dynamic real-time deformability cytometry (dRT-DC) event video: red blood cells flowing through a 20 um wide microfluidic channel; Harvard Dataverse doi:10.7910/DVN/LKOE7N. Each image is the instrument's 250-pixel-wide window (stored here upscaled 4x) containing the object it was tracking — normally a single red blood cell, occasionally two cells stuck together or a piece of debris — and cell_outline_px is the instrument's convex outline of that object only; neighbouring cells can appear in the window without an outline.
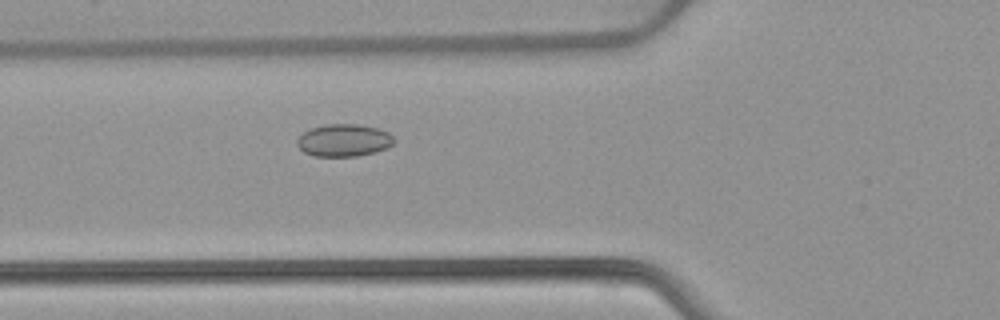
{"species": "common noctule bat (a hibernating species)", "species_latin": "Nyctalus noctula", "temperature_condition": "warm", "stored_images_in_passage": 51, "camera_frame_rate_fps": 3000, "um_per_image_px": 0.085, "animal": {"sex": "female", "body_mass_g": 22.7, "forearm_length_mm": 54.2}, "frame": {"image": 1, "passage_image": 18, "time_ms": 5.667, "image_size_px": [1000, 320], "cell_outline_px": [[396, 140], [388, 148], [376, 152], [356, 156], [312, 156], [304, 152], [296, 144], [296, 140], [304, 132], [312, 128], [328, 124], [356, 124], [376, 128], [388, 132]], "centroid_in_image_um": [29.23, 11.94], "position_along_channel_um": 96.6, "area_um2": 18.26}}
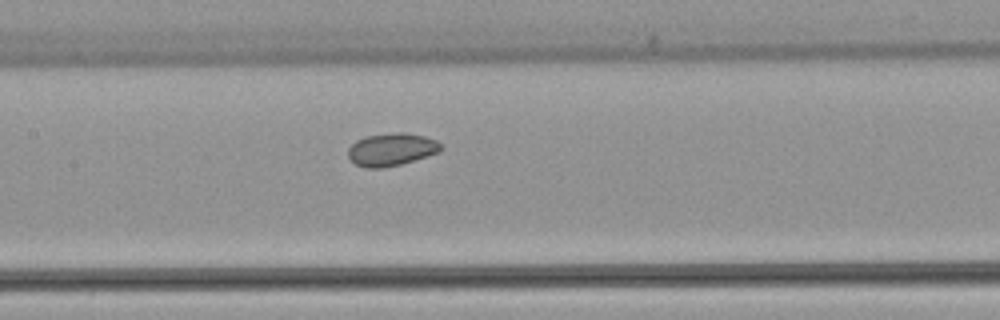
{"frame": {"image": 2, "passage_image": 24, "time_ms": 7.667, "image_size_px": [1000, 320], "cell_outline_px": [[440, 152], [400, 164], [384, 168], [364, 168], [356, 164], [348, 156], [348, 148], [356, 140], [368, 136], [392, 132], [404, 132], [424, 136], [436, 140], [440, 144]], "centroid_in_image_um": [33.25, 12.7], "position_along_channel_um": 174.1, "area_um2": 17.57}}
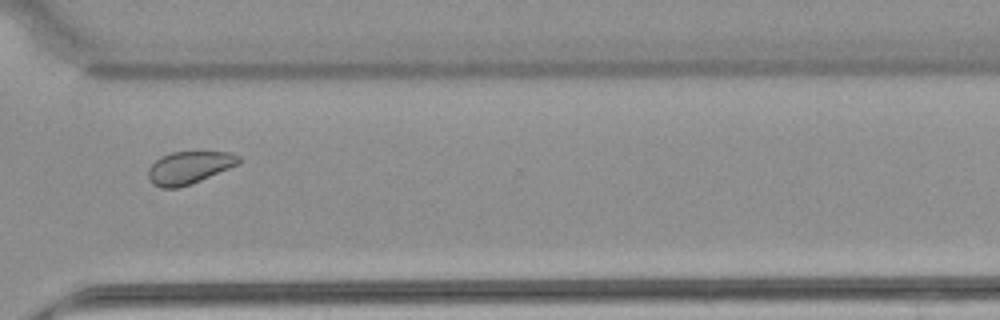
{"frame": {"image": 3, "passage_image": 38, "time_ms": 12.333, "image_size_px": [1000, 320], "cell_outline_px": [[240, 164], [180, 188], [160, 188], [152, 184], [148, 176], [148, 168], [160, 156], [172, 152], [228, 152], [240, 156]], "centroid_in_image_um": [16.06, 14.25], "position_along_channel_um": 354.5, "area_um2": 17.17}, "authors_computed_cell_mechanics": {"area_um2": 18.4382, "velocity_mm_per_s": 3.8608, "shape_relaxation_time_tau1_ms": null, "shape_relaxation_time_tau2_ms": 4.764, "deformation_change_tau1": null, "deformation_change_tau2": 0.0801}}